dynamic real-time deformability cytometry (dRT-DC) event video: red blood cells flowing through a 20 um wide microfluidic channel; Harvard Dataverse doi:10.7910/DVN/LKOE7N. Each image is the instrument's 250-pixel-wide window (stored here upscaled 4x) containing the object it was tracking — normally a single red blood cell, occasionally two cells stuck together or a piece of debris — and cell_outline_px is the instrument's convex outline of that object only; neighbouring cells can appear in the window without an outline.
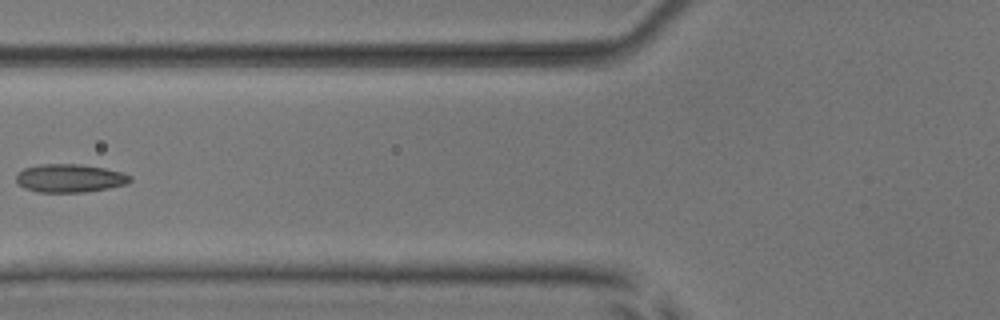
{"species": "common noctule bat (a hibernating species)", "species_latin": "Nyctalus noctula", "temperature_condition": "room temperature", "stored_images_in_passage": 6, "camera_frame_rate_fps": 3000, "um_per_image_px": 0.085, "animal": {"sex": "male", "body_mass_g": 17.9, "forearm_length_mm": 54.2}, "frame": {"image": 1, "passage_image": 6, "time_ms": 6.0, "image_size_px": [1000, 320], "cell_outline_px": [[132, 180], [128, 184], [108, 188], [84, 192], [36, 192], [24, 188], [16, 180], [16, 176], [24, 168], [40, 164], [80, 164], [104, 168], [120, 172], [132, 176]], "centroid_in_image_um": [5.95, 15.15], "position_along_channel_um": 119.9, "area_um2": 18.73}}